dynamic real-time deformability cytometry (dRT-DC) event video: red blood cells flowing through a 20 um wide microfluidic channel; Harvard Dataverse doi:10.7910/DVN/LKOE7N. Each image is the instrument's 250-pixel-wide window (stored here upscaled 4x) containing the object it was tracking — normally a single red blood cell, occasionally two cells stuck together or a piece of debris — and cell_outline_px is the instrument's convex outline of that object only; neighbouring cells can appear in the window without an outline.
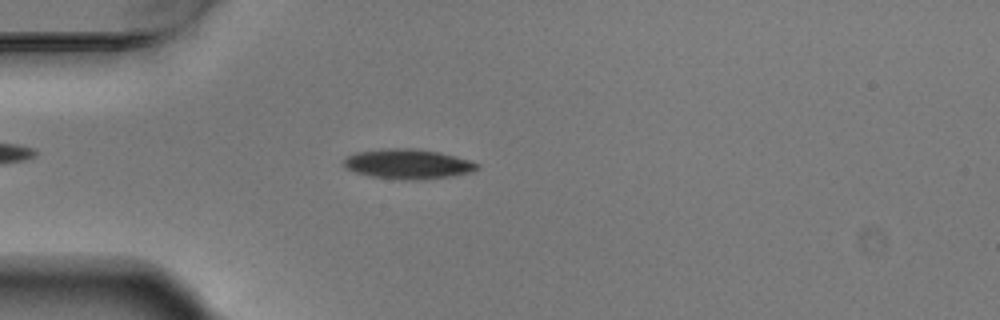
{"species": "Egyptian fruit bat (a non-hibernating species)", "species_latin": "Rousettus aegyptiacus", "temperature_condition": "warm", "stored_images_in_passage": 6, "camera_frame_rate_fps": 3000, "um_per_image_px": 0.085, "animal": {"sex": "male"}, "frame": {"image": 1, "passage_image": 5, "time_ms": 1.333, "image_size_px": [1000, 320], "cell_outline_px": [[480, 168], [472, 172], [452, 176], [412, 180], [372, 176], [356, 172], [344, 168], [344, 160], [348, 156], [356, 152], [384, 148], [412, 148], [440, 152], [456, 156], [480, 164]], "centroid_in_image_um": [34.7, 13.92], "position_along_channel_um": 50.3, "area_um2": 23.06}}